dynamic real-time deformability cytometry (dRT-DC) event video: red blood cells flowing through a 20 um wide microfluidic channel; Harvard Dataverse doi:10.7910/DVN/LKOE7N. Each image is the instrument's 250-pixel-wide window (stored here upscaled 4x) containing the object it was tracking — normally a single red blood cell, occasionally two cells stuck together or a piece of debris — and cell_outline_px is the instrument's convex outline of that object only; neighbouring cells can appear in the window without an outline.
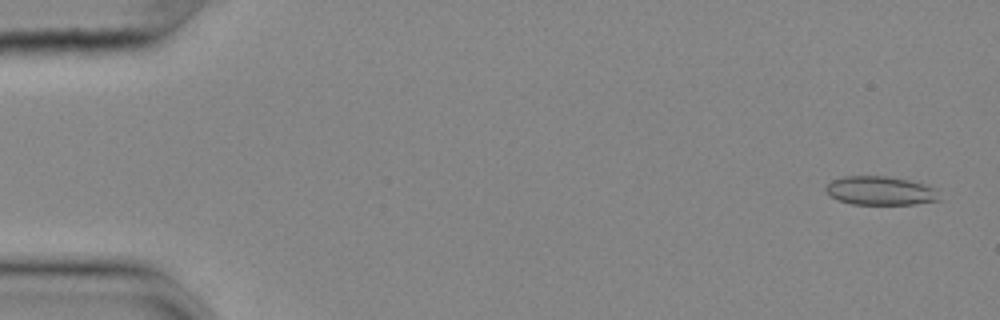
{"species": "common noctule bat (a hibernating species)", "species_latin": "Nyctalus noctula", "temperature_condition": "cold", "stored_images_in_passage": 56, "camera_frame_rate_fps": 3000, "um_per_image_px": 0.085, "animal": {"sex": "female", "body_mass_g": 25.1}, "frame": {"image": 1, "passage_image": 3, "time_ms": 0.667, "image_size_px": [1000, 320], "cell_outline_px": [[940, 200], [916, 204], [852, 204], [840, 200], [832, 196], [824, 188], [832, 180], [844, 176], [884, 176], [908, 180], [940, 188]], "centroid_in_image_um": [74.91, 16.21], "position_along_channel_um": 10.1, "area_um2": 19.07}}
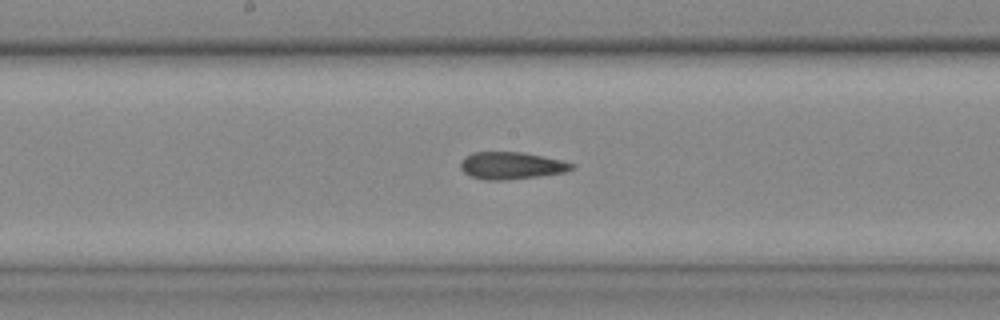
{"frame": {"image": 2, "passage_image": 30, "time_ms": 9.667, "image_size_px": [1000, 320], "cell_outline_px": [[576, 168], [564, 172], [536, 176], [504, 180], [484, 180], [468, 176], [460, 168], [460, 160], [464, 156], [472, 152], [524, 152], [560, 160], [576, 164]], "centroid_in_image_um": [43.42, 14.07], "position_along_channel_um": 204.8, "area_um2": 17.74}}
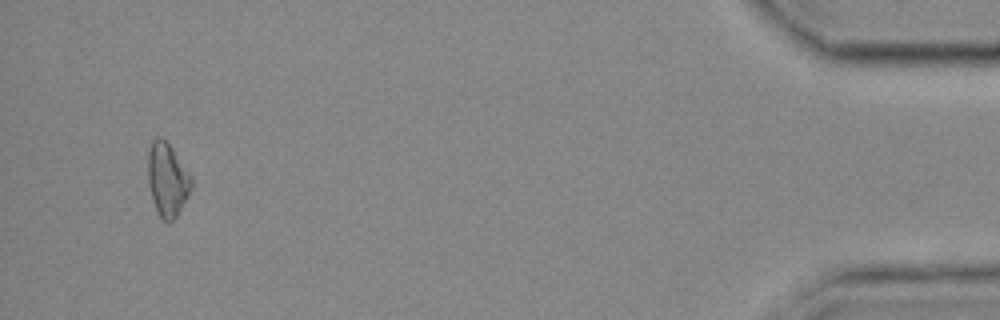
{"frame": {"image": 3, "passage_image": 54, "time_ms": 17.667, "image_size_px": [1000, 320], "cell_outline_px": [[192, 188], [188, 196], [176, 216], [168, 224], [160, 216], [152, 200], [148, 184], [148, 152], [152, 140], [156, 136], [160, 136], [172, 148], [192, 180]], "centroid_in_image_um": [14.2, 15.27], "position_along_channel_um": 421.0, "area_um2": 18.26}, "authors_computed_cell_mechanics": {"area_um2": 17.9758, "velocity_mm_per_s": 3.6471, "shape_relaxation_time_tau1_ms": null, "shape_relaxation_time_tau2_ms": 11.1064, "deformation_change_tau1": null, "deformation_change_tau2": 0.1802}}